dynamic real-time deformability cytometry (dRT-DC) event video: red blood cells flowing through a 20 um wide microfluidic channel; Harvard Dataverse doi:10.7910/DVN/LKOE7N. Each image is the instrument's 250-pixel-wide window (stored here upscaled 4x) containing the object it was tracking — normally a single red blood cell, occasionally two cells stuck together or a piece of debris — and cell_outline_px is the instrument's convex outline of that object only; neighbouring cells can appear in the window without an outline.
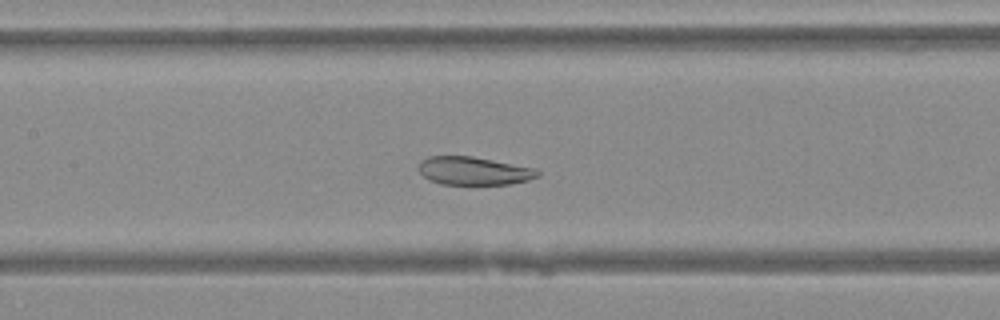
{"species": "Egyptian fruit bat (a non-hibernating species)", "species_latin": "Rousettus aegyptiacus", "temperature_condition": "warm", "stored_images_in_passage": 40, "camera_frame_rate_fps": 3000, "um_per_image_px": 0.085, "animal": {"sex": "female"}, "frame": {"image": 1, "passage_image": 14, "time_ms": 4.333, "image_size_px": [1000, 320], "cell_outline_px": [[540, 176], [528, 180], [512, 184], [440, 184], [428, 180], [416, 168], [420, 160], [428, 156], [472, 156], [536, 168], [540, 172]], "centroid_in_image_um": [40.25, 14.52], "position_along_channel_um": 167.1, "area_um2": 19.77}}
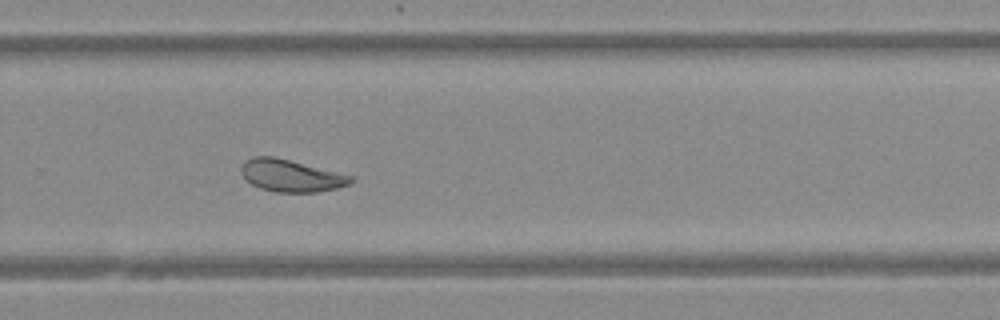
{"frame": {"image": 2, "passage_image": 24, "time_ms": 7.667, "image_size_px": [1000, 320], "cell_outline_px": [[352, 180], [348, 184], [336, 188], [316, 192], [276, 192], [260, 188], [252, 184], [240, 172], [240, 168], [244, 160], [252, 156], [276, 156], [352, 176]], "centroid_in_image_um": [24.67, 14.91], "position_along_channel_um": 305.1, "area_um2": 20.4}}
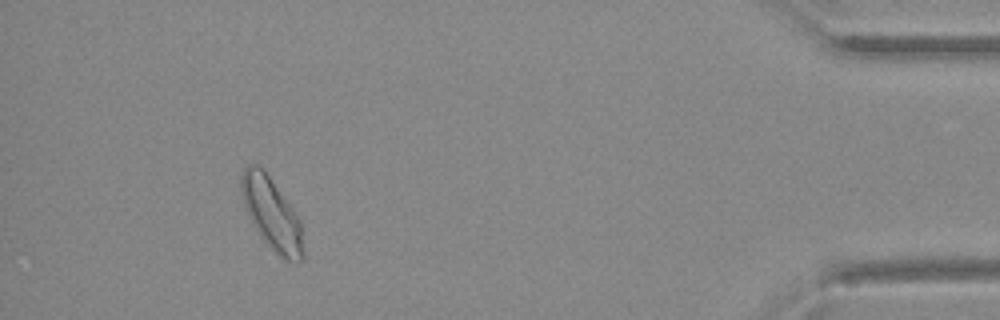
{"frame": {"image": 3, "passage_image": 36, "time_ms": 11.667, "image_size_px": [1000, 320], "cell_outline_px": [[304, 260], [296, 264], [284, 260], [264, 240], [256, 228], [244, 204], [240, 184], [240, 180], [244, 168], [248, 164], [256, 164], [268, 176], [300, 220], [304, 256]], "centroid_in_image_um": [23.12, 18.23], "position_along_channel_um": 412.1, "area_um2": 25.14}}